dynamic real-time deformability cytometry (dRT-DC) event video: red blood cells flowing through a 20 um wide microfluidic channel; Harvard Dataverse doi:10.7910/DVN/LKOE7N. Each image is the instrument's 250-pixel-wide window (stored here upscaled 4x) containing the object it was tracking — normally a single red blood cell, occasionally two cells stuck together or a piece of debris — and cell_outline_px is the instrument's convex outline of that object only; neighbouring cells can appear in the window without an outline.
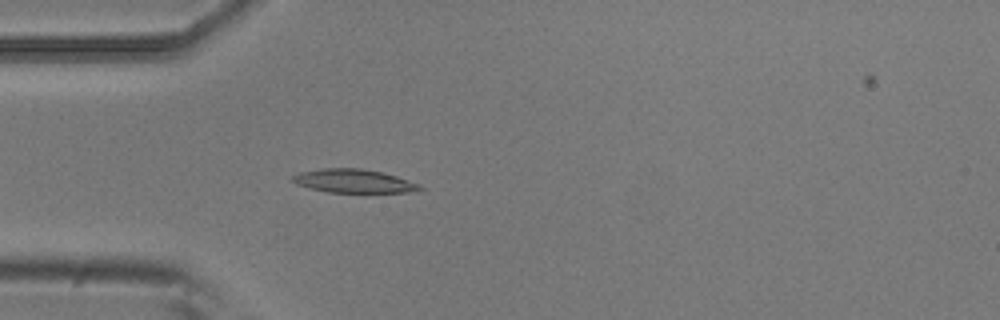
{"species": "common noctule bat (a hibernating species)", "species_latin": "Nyctalus noctula", "temperature_condition": "room temperature", "stored_images_in_passage": 4, "camera_frame_rate_fps": 3000, "um_per_image_px": 0.085, "animal": {"sex": "male", "body_mass_g": 20.5, "forearm_length_mm": 52.5}, "frame": {"image": 1, "passage_image": 4, "time_ms": 1.0, "image_size_px": [1000, 320], "cell_outline_px": [[424, 188], [408, 192], [328, 192], [308, 188], [296, 184], [292, 180], [292, 176], [300, 172], [324, 168], [360, 168], [380, 172], [396, 176], [420, 184]], "centroid_in_image_um": [30.03, 15.39], "position_along_channel_um": 55.0, "area_um2": 17.28}}